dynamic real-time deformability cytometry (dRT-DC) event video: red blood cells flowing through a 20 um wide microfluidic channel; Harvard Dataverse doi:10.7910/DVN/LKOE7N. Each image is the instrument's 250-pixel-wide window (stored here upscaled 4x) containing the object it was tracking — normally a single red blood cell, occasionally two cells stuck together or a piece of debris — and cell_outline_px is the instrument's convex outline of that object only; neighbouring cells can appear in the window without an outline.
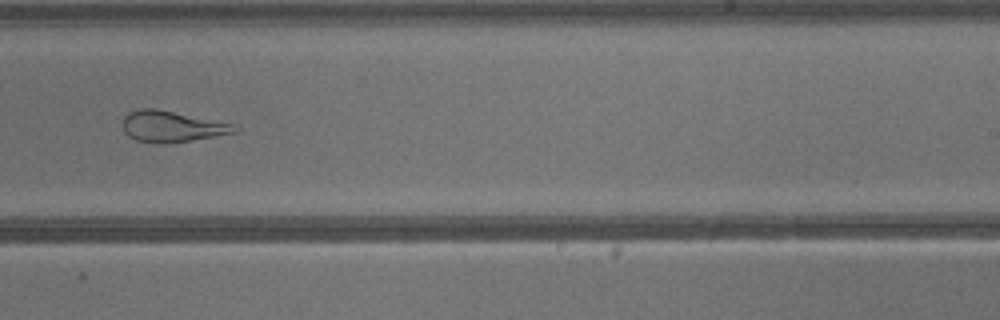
{"species": "common noctule bat (a hibernating species)", "species_latin": "Nyctalus noctula", "temperature_condition": "warm", "stored_images_in_passage": 40, "camera_frame_rate_fps": 3000, "um_per_image_px": 0.085, "animal": {"sex": "male", "body_mass_g": 13.3}, "frame": {"image": 1, "passage_image": 25, "time_ms": 8.0, "image_size_px": [1000, 320], "cell_outline_px": [[236, 132], [192, 140], [164, 144], [156, 144], [136, 140], [128, 136], [124, 132], [124, 116], [128, 112], [140, 108], [156, 108], [232, 124], [236, 128]], "centroid_in_image_um": [14.53, 10.75], "position_along_channel_um": 274.5, "area_um2": 20.0}}
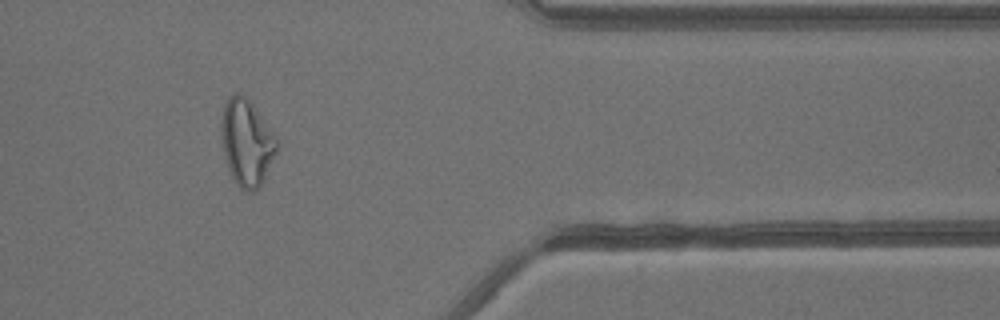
{"frame": {"image": 2, "passage_image": 33, "time_ms": 10.667, "image_size_px": [1000, 320], "cell_outline_px": [[276, 152], [260, 188], [252, 192], [248, 192], [240, 188], [236, 184], [228, 168], [224, 152], [220, 132], [220, 116], [224, 104], [228, 96], [232, 92], [240, 92], [252, 104], [276, 136]], "centroid_in_image_um": [20.93, 12.1], "position_along_channel_um": 390.5, "area_um2": 28.03}}
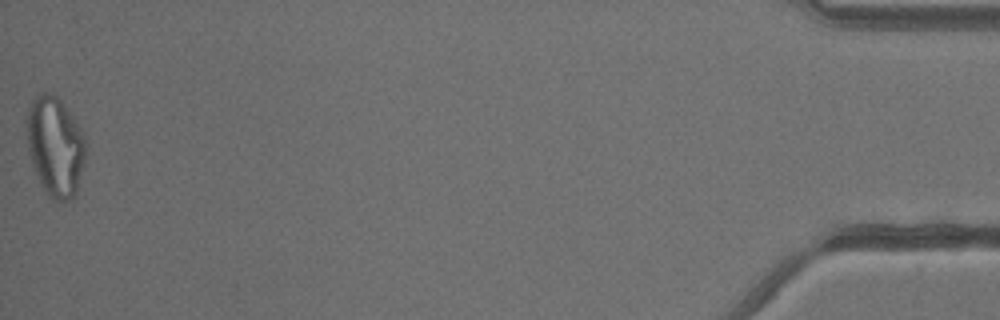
{"frame": {"image": 3, "passage_image": 40, "time_ms": 13.0, "image_size_px": [1000, 320], "cell_outline_px": [[88, 144], [76, 196], [68, 200], [52, 200], [48, 196], [40, 184], [32, 164], [28, 152], [28, 108], [32, 100], [40, 92], [48, 92], [56, 96], [60, 100], [80, 128]], "centroid_in_image_um": [4.71, 12.48], "position_along_channel_um": 430.5, "area_um2": 34.16}}